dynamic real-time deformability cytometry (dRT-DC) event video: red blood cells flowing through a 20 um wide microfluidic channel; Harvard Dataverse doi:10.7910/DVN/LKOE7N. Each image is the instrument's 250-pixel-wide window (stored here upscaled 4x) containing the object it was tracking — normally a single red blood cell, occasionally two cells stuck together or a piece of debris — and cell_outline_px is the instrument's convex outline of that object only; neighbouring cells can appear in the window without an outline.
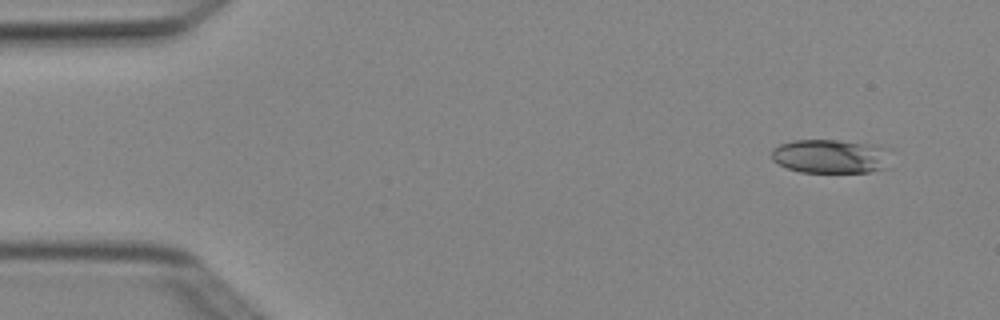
{"species": "Egyptian fruit bat (a non-hibernating species)", "species_latin": "Rousettus aegyptiacus", "temperature_condition": "cold", "stored_images_in_passage": 5, "camera_frame_rate_fps": 3000, "um_per_image_px": 0.085, "animal": {"sex": "female"}, "frame": {"image": 1, "passage_image": 1, "time_ms": 0.0, "image_size_px": [1000, 320], "cell_outline_px": [[892, 168], [872, 172], [800, 172], [788, 168], [772, 160], [772, 148], [780, 144], [792, 140], [836, 140], [880, 144], [892, 148]], "centroid_in_image_um": [70.79, 13.28], "position_along_channel_um": 14.2, "area_um2": 24.68}}
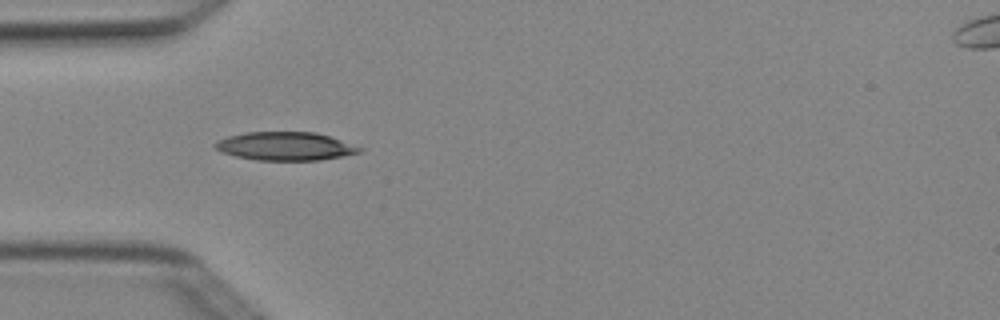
{"frame": {"image": 2, "passage_image": 4, "time_ms": 1.0, "image_size_px": [1000, 320], "cell_outline_px": [[364, 148], [360, 152], [344, 156], [320, 160], [256, 160], [236, 156], [224, 152], [216, 148], [212, 144], [216, 140], [228, 136], [244, 132], [316, 132]], "centroid_in_image_um": [24.24, 12.42], "position_along_channel_um": 60.8, "area_um2": 23.81}}
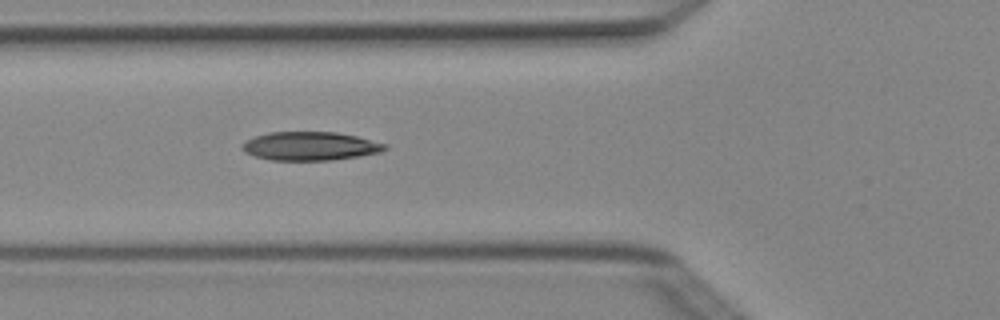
{"frame": {"image": 3, "passage_image": 5, "time_ms": 1.333, "image_size_px": [1000, 320], "cell_outline_px": [[388, 148], [380, 152], [360, 156], [332, 160], [272, 160], [256, 156], [244, 152], [240, 148], [240, 144], [256, 136], [268, 132], [336, 132], [356, 136], [388, 144]], "centroid_in_image_um": [26.37, 12.42], "position_along_channel_um": 99.4, "area_um2": 23.81}}